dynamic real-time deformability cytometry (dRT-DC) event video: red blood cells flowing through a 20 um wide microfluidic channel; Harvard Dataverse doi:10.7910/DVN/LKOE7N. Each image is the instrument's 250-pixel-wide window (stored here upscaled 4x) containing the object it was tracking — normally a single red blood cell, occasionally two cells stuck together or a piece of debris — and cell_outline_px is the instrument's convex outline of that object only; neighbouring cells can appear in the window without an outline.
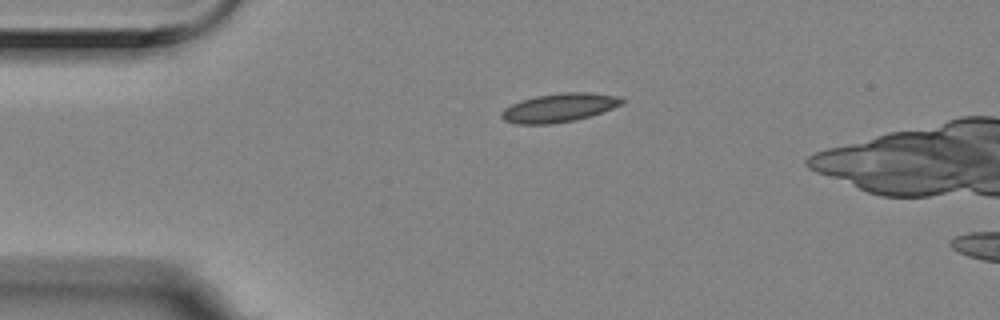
{"species": "Egyptian fruit bat (a non-hibernating species)", "species_latin": "Rousettus aegyptiacus", "temperature_condition": "room temperature", "stored_images_in_passage": 3, "camera_frame_rate_fps": 3000, "um_per_image_px": 0.085, "animal": {"sex": "female"}, "frame": {"image": 1, "passage_image": 1, "time_ms": 0.0, "image_size_px": [1000, 320], "cell_outline_px": [[624, 104], [588, 116], [572, 120], [548, 124], [516, 124], [504, 120], [500, 116], [500, 112], [504, 108], [520, 100], [536, 96], [560, 92], [588, 92], [620, 96], [624, 100]], "centroid_in_image_um": [47.5, 9.14], "position_along_channel_um": 37.5, "area_um2": 20.06}}